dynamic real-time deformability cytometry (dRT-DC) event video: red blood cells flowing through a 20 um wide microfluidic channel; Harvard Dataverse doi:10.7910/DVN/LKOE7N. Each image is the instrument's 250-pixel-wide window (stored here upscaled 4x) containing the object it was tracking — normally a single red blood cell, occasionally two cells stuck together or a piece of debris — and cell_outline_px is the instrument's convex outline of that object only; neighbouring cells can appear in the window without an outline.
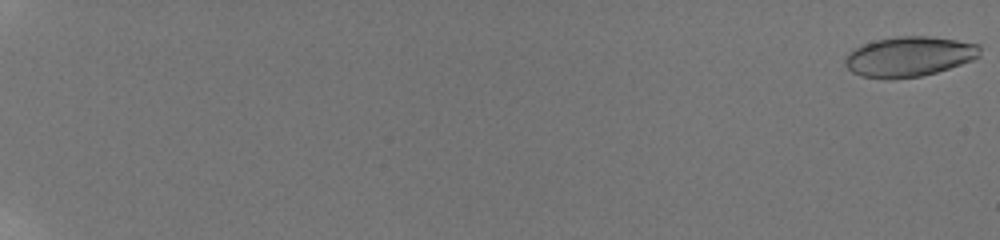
{"species": "human", "species_latin": "Homo sapiens", "temperature_condition": "room temperature", "stored_images_in_passage": 60, "camera_frame_rate_fps": 3000, "um_per_image_px": 0.085, "donor": {"sex": "male"}, "frame": {"image": 1, "passage_image": 1, "time_ms": 0.0, "image_size_px": [1000, 240], "cell_outline_px": [[980, 56], [972, 60], [936, 72], [920, 76], [888, 80], [860, 76], [852, 72], [844, 64], [844, 60], [848, 52], [864, 44], [876, 40], [896, 36], [928, 36], [956, 40], [980, 44]], "centroid_in_image_um": [77.25, 4.81], "position_along_channel_um": 7.7, "area_um2": 31.5}}
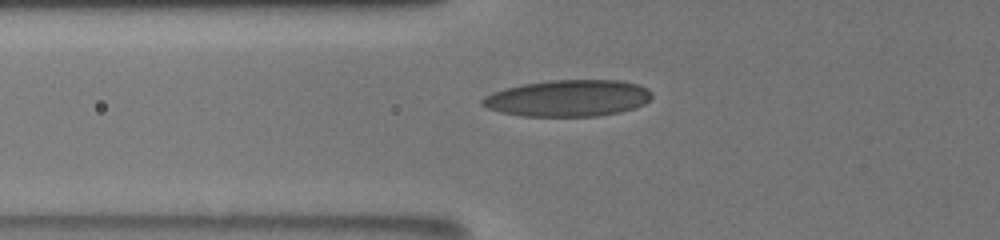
{"frame": {"image": 2, "passage_image": 27, "time_ms": 8.667, "image_size_px": [1000, 240], "cell_outline_px": [[652, 96], [644, 104], [620, 112], [596, 116], [520, 116], [500, 112], [488, 108], [480, 104], [480, 100], [484, 96], [492, 92], [504, 88], [524, 84], [548, 80], [620, 80], [640, 84], [648, 88], [652, 92]], "centroid_in_image_um": [48.27, 8.34], "position_along_channel_um": 77.5, "area_um2": 36.36}}
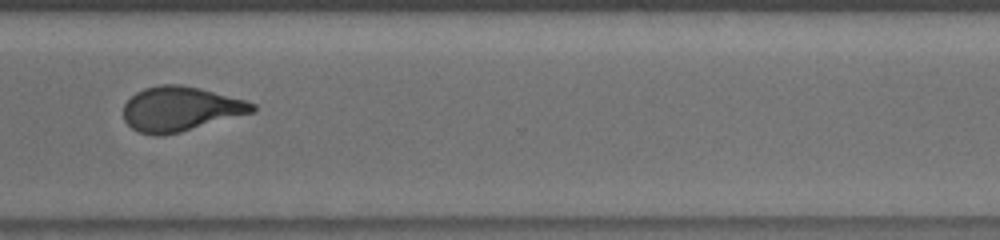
{"frame": {"image": 3, "passage_image": 49, "time_ms": 16.0, "image_size_px": [1000, 240], "cell_outline_px": [[256, 112], [180, 132], [160, 136], [152, 136], [140, 132], [132, 128], [124, 120], [124, 104], [136, 92], [144, 88], [160, 84], [180, 84], [200, 88], [244, 100], [256, 104]], "centroid_in_image_um": [15.34, 9.26], "position_along_channel_um": 355.3, "area_um2": 33.58}, "authors_computed_cell_mechanics": {"area_um2": 33.4084, "velocity_mm_per_s": 3.8301, "shape_relaxation_time_tau1_ms": 9.0845, "shape_relaxation_time_tau2_ms": 1.0894, "deformation_change_tau1": 0.2736, "deformation_change_tau2": 0.0867}}